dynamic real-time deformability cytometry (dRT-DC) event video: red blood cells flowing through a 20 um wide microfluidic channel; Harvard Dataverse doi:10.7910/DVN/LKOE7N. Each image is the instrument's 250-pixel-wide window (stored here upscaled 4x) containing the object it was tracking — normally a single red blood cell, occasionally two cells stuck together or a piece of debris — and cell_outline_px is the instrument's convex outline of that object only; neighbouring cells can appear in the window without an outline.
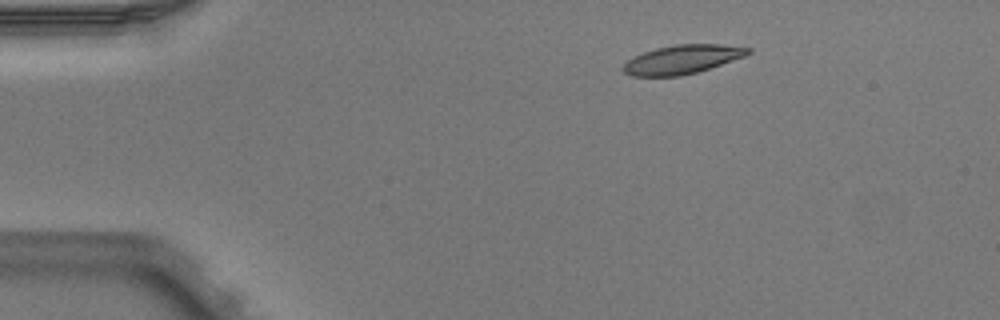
{"species": "Egyptian fruit bat (a non-hibernating species)", "species_latin": "Rousettus aegyptiacus", "temperature_condition": "warm", "stored_images_in_passage": 5, "segment_of_instrument_passage": [1, 2], "camera_frame_rate_fps": 3000, "um_per_image_px": 0.085, "animal": {"sex": "male"}, "frame": {"image": 1, "passage_image": 2, "time_ms": 0.333, "image_size_px": [1000, 320], "cell_outline_px": [[752, 52], [744, 56], [696, 72], [680, 76], [632, 76], [624, 72], [620, 68], [628, 60], [644, 52], [656, 48], [676, 44], [720, 44], [752, 48]], "centroid_in_image_um": [57.97, 5.04], "position_along_channel_um": 27.0, "area_um2": 20.75}}
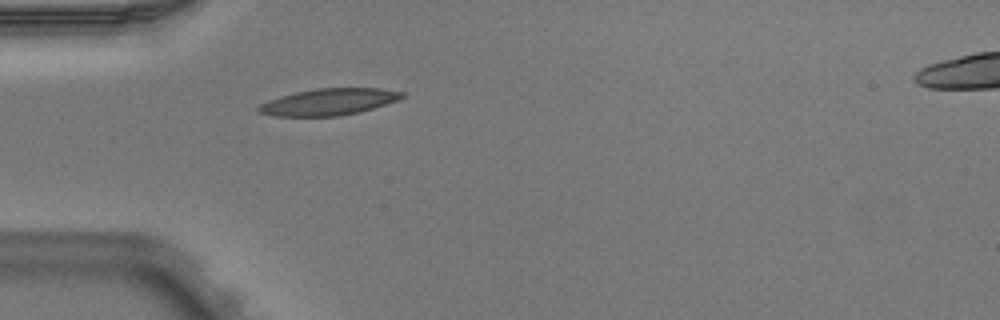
{"frame": {"image": 2, "passage_image": 4, "time_ms": 1.0, "image_size_px": [1000, 320], "cell_outline_px": [[408, 96], [400, 100], [360, 112], [340, 116], [276, 116], [260, 112], [256, 108], [260, 104], [268, 100], [280, 96], [296, 92], [316, 88], [380, 88], [404, 92]], "centroid_in_image_um": [28.01, 8.65], "position_along_channel_um": 57.0, "area_um2": 22.43}}